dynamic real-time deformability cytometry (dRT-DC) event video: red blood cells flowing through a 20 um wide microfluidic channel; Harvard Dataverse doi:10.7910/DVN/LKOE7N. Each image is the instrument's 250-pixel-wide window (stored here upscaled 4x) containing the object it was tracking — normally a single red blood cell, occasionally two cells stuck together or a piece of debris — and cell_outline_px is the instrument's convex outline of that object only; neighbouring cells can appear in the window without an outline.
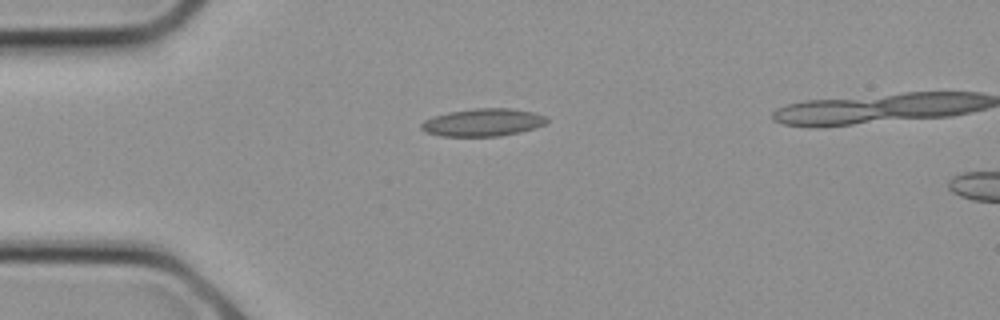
{"species": "common noctule bat (a hibernating species)", "species_latin": "Nyctalus noctula", "temperature_condition": "cold", "stored_images_in_passage": 13, "camera_frame_rate_fps": 3000, "um_per_image_px": 0.085, "animal": {"sex": "female", "body_mass_g": 21.9}, "frame": {"image": 1, "passage_image": 1, "time_ms": 0.0, "image_size_px": [1000, 320], "cell_outline_px": [[548, 120], [544, 124], [520, 132], [500, 136], [440, 136], [424, 132], [420, 128], [420, 124], [424, 120], [432, 116], [448, 112], [472, 108], [512, 108], [532, 112], [548, 116]], "centroid_in_image_um": [41.0, 10.4], "position_along_channel_um": 44.0, "area_um2": 20.4}}
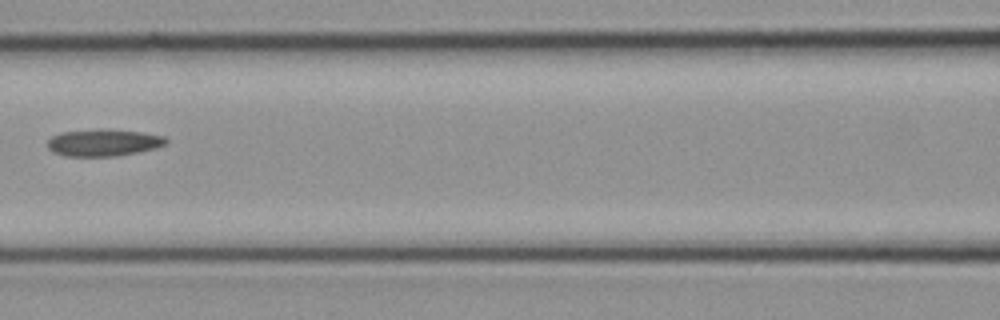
{"frame": {"image": 2, "passage_image": 6, "time_ms": 1.667, "image_size_px": [1000, 320], "cell_outline_px": [[168, 140], [164, 144], [156, 148], [140, 152], [116, 156], [64, 156], [52, 152], [48, 148], [48, 140], [52, 136], [60, 132], [140, 132], [164, 136]], "centroid_in_image_um": [8.79, 12.19], "position_along_channel_um": 157.8, "area_um2": 17.63}}
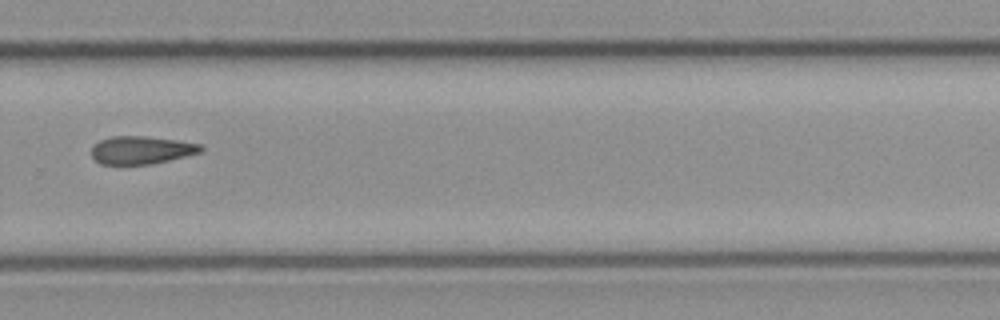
{"frame": {"image": 3, "passage_image": 12, "time_ms": 3.667, "image_size_px": [1000, 320], "cell_outline_px": [[204, 148], [200, 152], [152, 164], [100, 164], [92, 156], [92, 144], [100, 140], [112, 136], [144, 136], [176, 140], [200, 144]], "centroid_in_image_um": [11.98, 12.75], "position_along_channel_um": 317.8, "area_um2": 17.63}}